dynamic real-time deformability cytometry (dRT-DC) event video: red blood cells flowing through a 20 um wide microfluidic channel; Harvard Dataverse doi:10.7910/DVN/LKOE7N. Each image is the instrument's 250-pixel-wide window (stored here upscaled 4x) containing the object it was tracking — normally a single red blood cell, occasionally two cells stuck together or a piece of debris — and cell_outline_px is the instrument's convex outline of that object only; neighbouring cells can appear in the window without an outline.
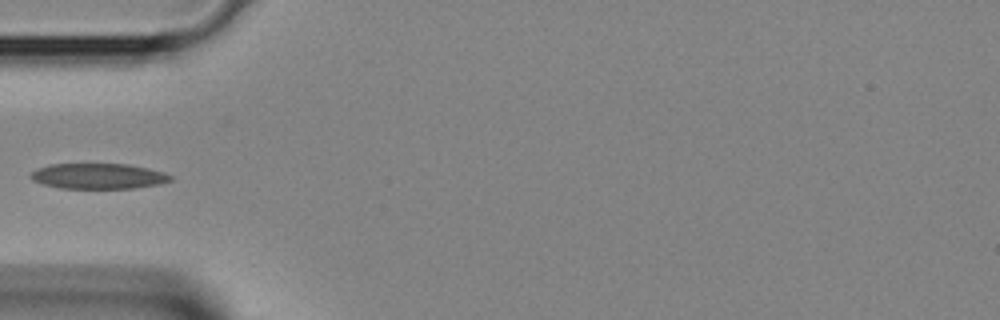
{"species": "Egyptian fruit bat (a non-hibernating species)", "species_latin": "Rousettus aegyptiacus", "temperature_condition": "room temperature", "stored_images_in_passage": 2, "camera_frame_rate_fps": 3000, "um_per_image_px": 0.085, "animal": {"sex": "female"}, "frame": {"image": 1, "passage_image": 2, "time_ms": 0.333, "image_size_px": [1000, 320], "cell_outline_px": [[172, 180], [160, 184], [136, 188], [60, 188], [44, 184], [32, 180], [28, 176], [36, 168], [48, 164], [128, 164], [148, 168], [164, 172], [172, 176]], "centroid_in_image_um": [8.35, 14.97], "position_along_channel_um": 76.7, "area_um2": 20.87}}